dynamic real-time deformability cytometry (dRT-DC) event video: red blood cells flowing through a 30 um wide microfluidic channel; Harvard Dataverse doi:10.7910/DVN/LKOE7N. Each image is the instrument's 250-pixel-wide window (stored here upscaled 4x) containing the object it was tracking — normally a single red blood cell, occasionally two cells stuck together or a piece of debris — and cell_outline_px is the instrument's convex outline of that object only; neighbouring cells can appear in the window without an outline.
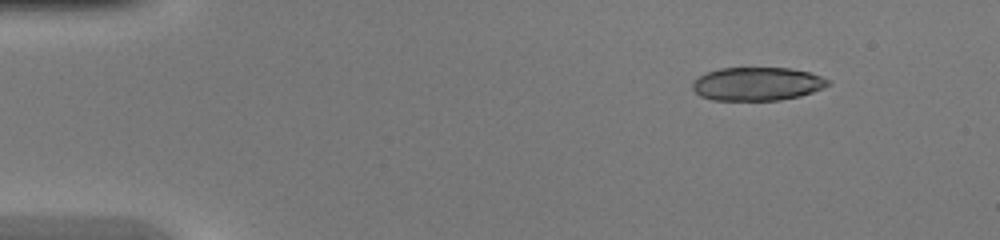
{"species": "common noctule bat (a hibernating species)", "species_latin": "Nyctalus noctula", "temperature_condition": "warm", "stored_images_in_passage": 41, "camera_frame_rate_fps": 3000, "um_per_image_px": 0.085, "animal": {"sex": "female", "body_mass_g": 20.0, "forearm_length_mm": 54.0}, "frame": {"image": 1, "passage_image": 2, "time_ms": 0.333, "image_size_px": [1000, 240], "cell_outline_px": [[832, 84], [812, 92], [800, 96], [780, 100], [712, 100], [700, 96], [692, 88], [692, 80], [708, 72], [720, 68], [788, 68], [808, 72], [832, 80]], "centroid_in_image_um": [64.37, 7.13], "position_along_channel_um": 20.6, "area_um2": 26.41}}
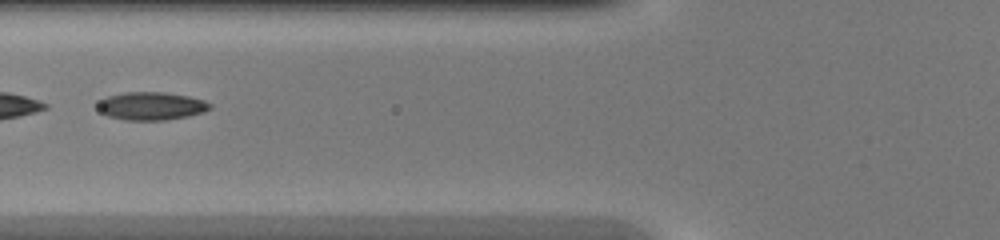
{"frame": {"image": 2, "passage_image": 15, "time_ms": 4.667, "image_size_px": [1000, 240], "cell_outline_px": [[212, 108], [204, 112], [188, 116], [164, 120], [124, 120], [108, 116], [100, 112], [96, 104], [100, 100], [108, 96], [124, 92], [164, 92], [188, 96], [204, 100], [212, 104]], "centroid_in_image_um": [12.86, 9.01], "position_along_channel_um": 112.9, "area_um2": 18.44}}
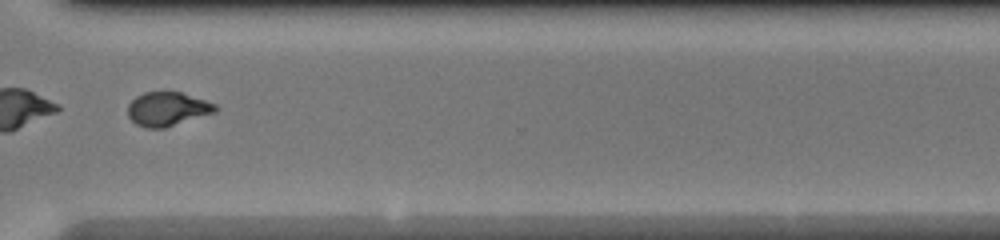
{"frame": {"image": 3, "passage_image": 31, "time_ms": 10.0, "image_size_px": [1000, 240], "cell_outline_px": [[220, 108], [216, 112], [164, 128], [144, 128], [136, 124], [128, 116], [128, 104], [136, 96], [144, 92], [180, 92], [216, 104]], "centroid_in_image_um": [14.23, 9.27], "position_along_channel_um": 356.4, "area_um2": 17.28}}